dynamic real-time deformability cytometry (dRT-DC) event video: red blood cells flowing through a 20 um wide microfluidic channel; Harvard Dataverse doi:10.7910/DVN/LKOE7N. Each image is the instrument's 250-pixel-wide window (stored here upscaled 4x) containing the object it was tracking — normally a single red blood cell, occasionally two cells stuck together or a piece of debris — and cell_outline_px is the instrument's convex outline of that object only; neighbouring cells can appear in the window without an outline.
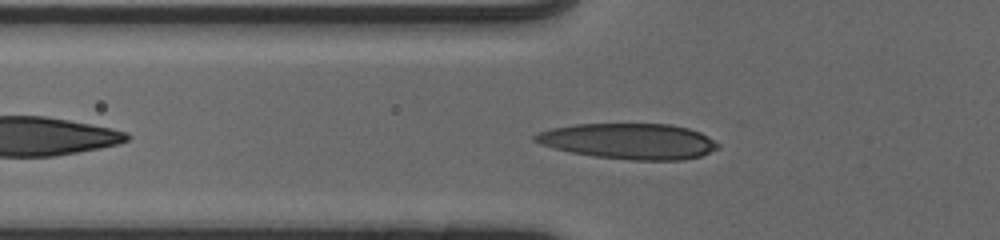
{"species": "human", "species_latin": "Homo sapiens", "temperature_condition": "cold", "stored_images_in_passage": 40, "camera_frame_rate_fps": 3000, "um_per_image_px": 0.085, "donor": {"sex": "male"}, "frame": {"image": 1, "passage_image": 6, "time_ms": 1.667, "image_size_px": [1000, 240], "cell_outline_px": [[720, 148], [700, 156], [684, 160], [632, 160], [596, 156], [572, 152], [540, 144], [532, 140], [532, 136], [540, 132], [552, 128], [576, 124], [672, 124], [688, 128], [700, 132], [708, 136], [720, 144]], "centroid_in_image_um": [53.51, 12.0], "position_along_channel_um": 72.3, "area_um2": 37.97}}
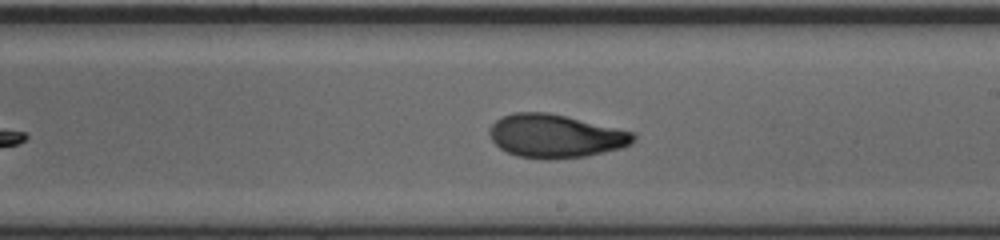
{"frame": {"image": 2, "passage_image": 19, "time_ms": 6.0, "image_size_px": [1000, 240], "cell_outline_px": [[636, 140], [632, 144], [620, 148], [584, 156], [516, 156], [500, 148], [492, 140], [488, 132], [488, 128], [500, 116], [512, 112], [548, 112], [636, 132]], "centroid_in_image_um": [47.21, 11.5], "position_along_channel_um": 241.8, "area_um2": 35.6}}
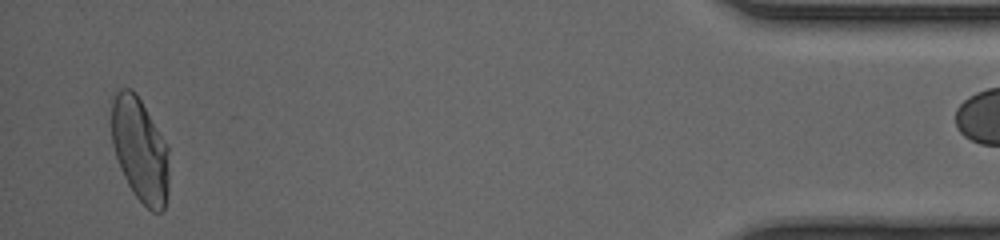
{"frame": {"image": 3, "passage_image": 38, "time_ms": 12.333, "image_size_px": [1000, 240], "cell_outline_px": [[168, 192], [164, 208], [160, 212], [152, 212], [132, 192], [120, 168], [112, 144], [112, 100], [116, 92], [120, 88], [132, 88], [136, 92], [168, 144]], "centroid_in_image_um": [11.91, 12.71], "position_along_channel_um": 423.3, "area_um2": 35.03}, "authors_computed_cell_mechanics": {"area_um2": 35.5181, "velocity_mm_per_s": 3.9518, "shape_relaxation_time_tau1_ms": 5.5953, "shape_relaxation_time_tau2_ms": 1.5646, "deformation_change_tau1": 0.1995, "deformation_change_tau2": 0.0729}}